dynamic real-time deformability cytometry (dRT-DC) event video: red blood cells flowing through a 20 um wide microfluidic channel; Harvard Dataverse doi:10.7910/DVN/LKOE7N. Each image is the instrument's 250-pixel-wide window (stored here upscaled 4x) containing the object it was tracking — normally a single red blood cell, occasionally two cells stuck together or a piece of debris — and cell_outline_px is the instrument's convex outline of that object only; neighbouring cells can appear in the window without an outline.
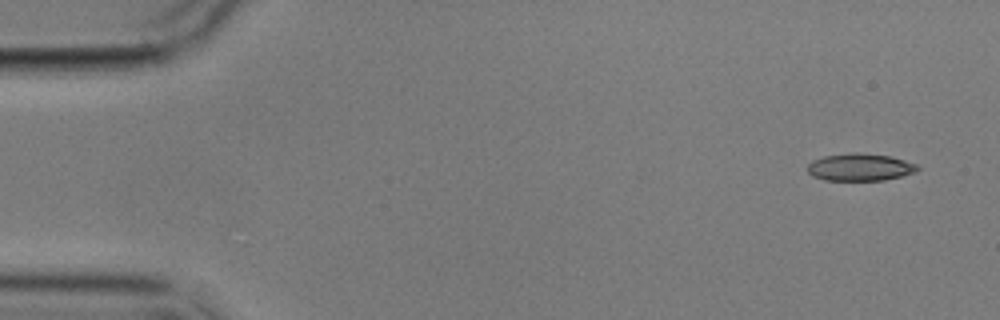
{"species": "common noctule bat (a hibernating species)", "species_latin": "Nyctalus noctula", "temperature_condition": "cold", "stored_images_in_passage": 15, "camera_frame_rate_fps": 3000, "um_per_image_px": 0.085, "animal": {"sex": "male", "body_mass_g": 17.9}, "frame": {"image": 1, "passage_image": 1, "time_ms": 0.0, "image_size_px": [1000, 320], "cell_outline_px": [[920, 168], [912, 172], [900, 176], [884, 180], [824, 180], [812, 176], [808, 172], [808, 164], [812, 160], [824, 156], [852, 152], [856, 152], [892, 156], [916, 164]], "centroid_in_image_um": [73.06, 14.2], "position_along_channel_um": 11.9, "area_um2": 17.46}}
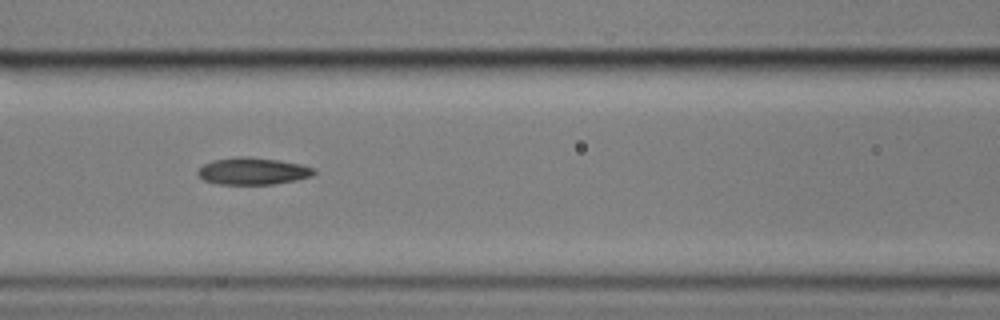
{"frame": {"image": 2, "passage_image": 6, "time_ms": 7.0, "image_size_px": [1000, 320], "cell_outline_px": [[316, 172], [312, 176], [296, 180], [276, 184], [216, 184], [204, 180], [196, 172], [204, 164], [212, 160], [240, 156], [248, 156], [276, 160], [300, 164], [316, 168]], "centroid_in_image_um": [21.5, 14.55], "position_along_channel_um": 145.1, "area_um2": 18.32}}
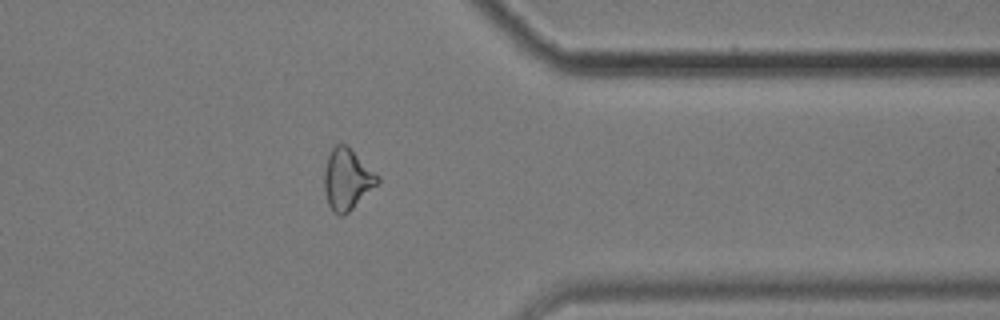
{"frame": {"image": 3, "passage_image": 12, "time_ms": 14.0, "image_size_px": [1000, 320], "cell_outline_px": [[380, 180], [344, 216], [336, 216], [332, 212], [328, 204], [324, 188], [324, 168], [328, 156], [332, 148], [336, 144], [344, 144], [380, 176]], "centroid_in_image_um": [29.46, 15.26], "position_along_channel_um": 381.9, "area_um2": 18.61}, "authors_computed_cell_mechanics": {"area_um2": 17.8602, "velocity_mm_per_s": 3.5363, "shape_relaxation_time_tau1_ms": null, "shape_relaxation_time_tau2_ms": 6.3363, "deformation_change_tau1": null, "deformation_change_tau2": 0.1535}}